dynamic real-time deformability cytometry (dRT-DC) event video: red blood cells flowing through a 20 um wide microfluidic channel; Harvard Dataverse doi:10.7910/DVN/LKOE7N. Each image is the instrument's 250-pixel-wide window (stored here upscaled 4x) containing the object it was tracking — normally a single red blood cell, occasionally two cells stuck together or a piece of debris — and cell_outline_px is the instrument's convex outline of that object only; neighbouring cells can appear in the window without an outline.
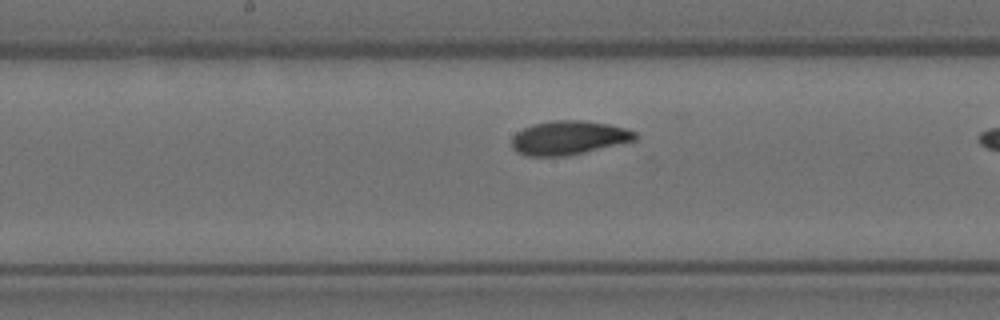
{"species": "Egyptian fruit bat (a non-hibernating species)", "species_latin": "Rousettus aegyptiacus", "temperature_condition": "room temperature", "stored_images_in_passage": 9, "camera_frame_rate_fps": 3000, "um_per_image_px": 0.085, "animal": {"sex": "female"}, "frame": {"image": 1, "passage_image": 7, "time_ms": 2.0, "image_size_px": [1000, 320], "cell_outline_px": [[640, 136], [636, 140], [568, 156], [524, 156], [516, 152], [512, 148], [512, 136], [516, 132], [532, 124], [552, 120], [580, 120], [608, 124], [624, 128], [636, 132]], "centroid_in_image_um": [48.32, 11.71], "position_along_channel_um": 199.9, "area_um2": 24.57}}